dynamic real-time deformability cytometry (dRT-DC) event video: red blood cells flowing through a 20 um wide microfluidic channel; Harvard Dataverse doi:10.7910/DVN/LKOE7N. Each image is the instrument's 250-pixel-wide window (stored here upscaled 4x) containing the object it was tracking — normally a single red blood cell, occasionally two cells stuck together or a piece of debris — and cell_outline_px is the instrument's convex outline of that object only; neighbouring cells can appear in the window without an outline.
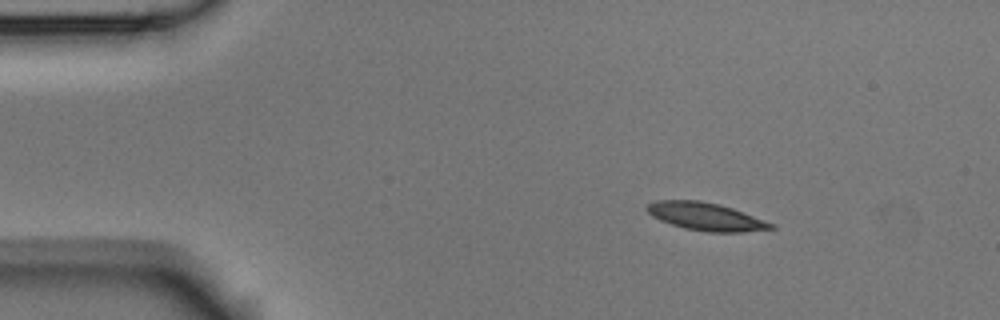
{"species": "Egyptian fruit bat (a non-hibernating species)", "species_latin": "Rousettus aegyptiacus", "temperature_condition": "room temperature", "stored_images_in_passage": 46, "camera_frame_rate_fps": 3000, "um_per_image_px": 0.085, "animal": {"sex": "male"}, "frame": {"image": 1, "passage_image": 1, "time_ms": 0.0, "image_size_px": [1000, 320], "cell_outline_px": [[776, 228], [740, 232], [708, 232], [684, 228], [660, 220], [652, 216], [644, 208], [648, 204], [656, 200], [700, 200], [720, 204], [732, 208], [776, 224]], "centroid_in_image_um": [59.99, 18.4], "position_along_channel_um": 25.0, "area_um2": 20.11}}
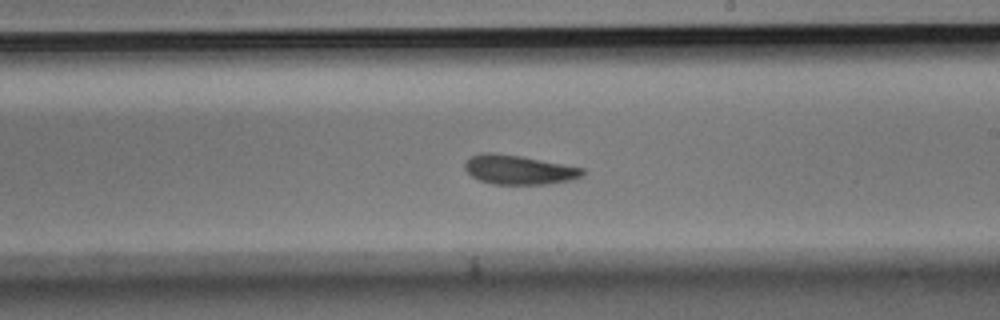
{"frame": {"image": 2, "passage_image": 24, "time_ms": 7.667, "image_size_px": [1000, 320], "cell_outline_px": [[584, 172], [580, 176], [572, 180], [548, 184], [492, 184], [480, 180], [472, 176], [464, 168], [464, 164], [472, 156], [480, 152], [492, 152], [520, 156], [584, 168]], "centroid_in_image_um": [44.08, 14.43], "position_along_channel_um": 244.9, "area_um2": 19.94}}
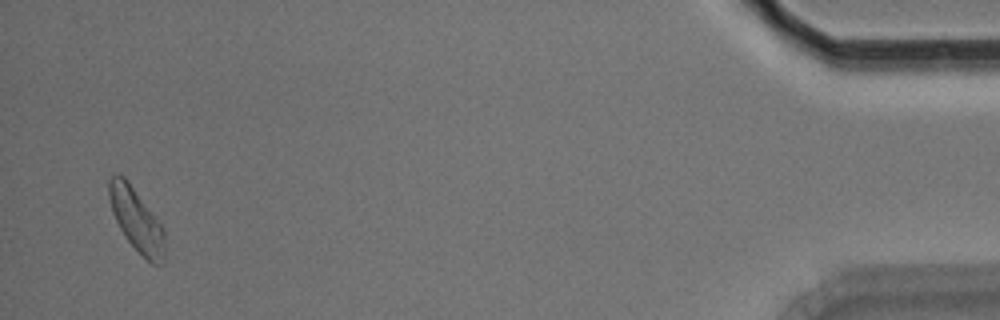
{"frame": {"image": 3, "passage_image": 45, "time_ms": 14.667, "image_size_px": [1000, 320], "cell_outline_px": [[164, 264], [152, 264], [124, 236], [112, 212], [108, 196], [108, 180], [116, 172], [124, 176], [128, 180], [160, 224], [164, 232]], "centroid_in_image_um": [11.57, 18.65], "position_along_channel_um": 423.6, "area_um2": 20.11}, "authors_computed_cell_mechanics": {"area_um2": 20.1144, "velocity_mm_per_s": 3.7401, "shape_relaxation_time_tau1_ms": 3.6786, "shape_relaxation_time_tau2_ms": 6.5296, "deformation_change_tau1": 0.1243, "deformation_change_tau2": 0.1382}}